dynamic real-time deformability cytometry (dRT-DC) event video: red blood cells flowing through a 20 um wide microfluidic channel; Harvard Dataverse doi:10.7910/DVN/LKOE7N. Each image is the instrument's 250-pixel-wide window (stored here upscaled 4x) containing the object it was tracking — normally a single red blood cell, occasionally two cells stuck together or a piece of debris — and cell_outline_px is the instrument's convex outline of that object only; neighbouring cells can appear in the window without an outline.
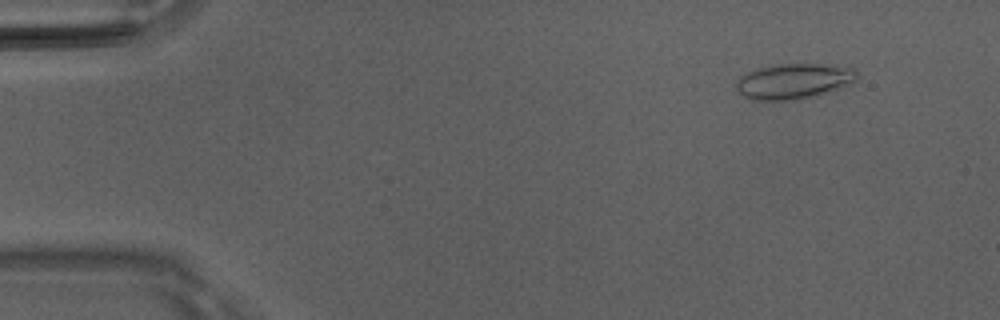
{"species": "Egyptian fruit bat (a non-hibernating species)", "species_latin": "Rousettus aegyptiacus", "temperature_condition": "room temperature", "stored_images_in_passage": 16, "camera_frame_rate_fps": 3000, "um_per_image_px": 0.085, "animal": {"sex": "male"}, "frame": {"image": 1, "passage_image": 5, "time_ms": 1.333, "image_size_px": [1000, 320], "cell_outline_px": [[860, 76], [856, 80], [848, 84], [828, 92], [816, 96], [796, 100], [748, 100], [736, 88], [736, 80], [740, 76], [756, 68], [772, 64], [816, 64], [856, 68]], "centroid_in_image_um": [67.45, 6.9], "position_along_channel_um": 17.5, "area_um2": 25.14}}